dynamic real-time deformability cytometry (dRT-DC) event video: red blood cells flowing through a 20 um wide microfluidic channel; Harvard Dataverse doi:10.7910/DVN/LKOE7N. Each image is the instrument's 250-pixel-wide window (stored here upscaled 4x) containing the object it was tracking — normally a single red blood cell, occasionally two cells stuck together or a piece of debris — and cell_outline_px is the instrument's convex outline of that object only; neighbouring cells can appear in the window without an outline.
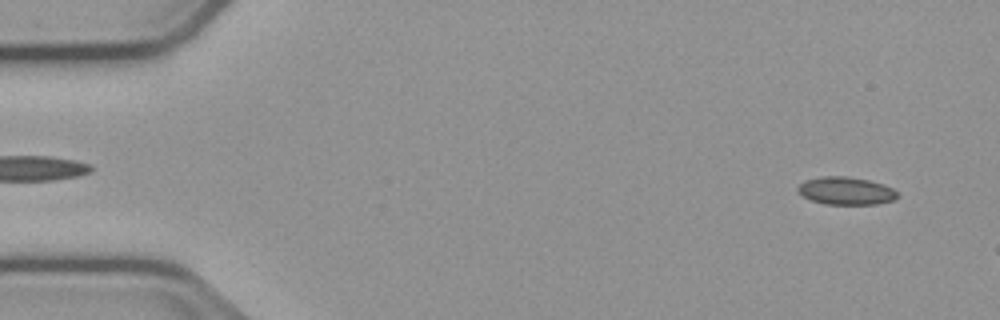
{"species": "common noctule bat (a hibernating species)", "species_latin": "Nyctalus noctula", "temperature_condition": "cold", "stored_images_in_passage": 50, "camera_frame_rate_fps": 3000, "um_per_image_px": 0.085, "animal": {"sex": "male", "body_mass_g": 23.1, "forearm_length_mm": 52.7}, "frame": {"image": 1, "passage_image": 3, "time_ms": 0.667, "image_size_px": [1000, 320], "cell_outline_px": [[900, 196], [896, 200], [876, 204], [824, 204], [812, 200], [804, 196], [796, 188], [804, 180], [820, 176], [844, 176], [868, 180], [892, 188]], "centroid_in_image_um": [71.91, 16.22], "position_along_channel_um": 13.1, "area_um2": 16.01}}
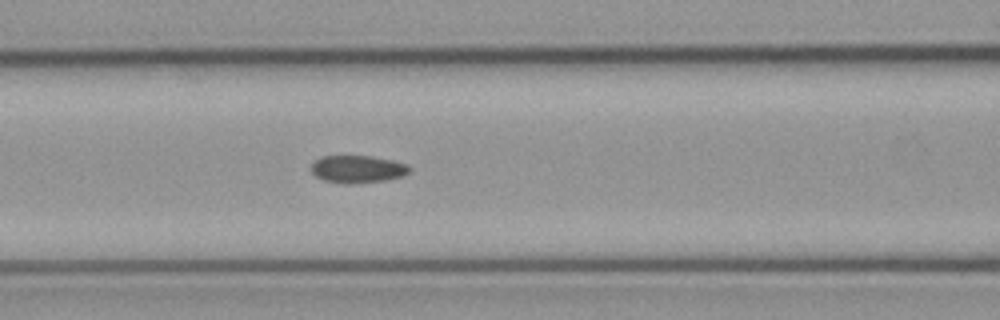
{"frame": {"image": 2, "passage_image": 22, "time_ms": 7.0, "image_size_px": [1000, 320], "cell_outline_px": [[408, 172], [400, 176], [384, 180], [348, 184], [344, 184], [324, 180], [316, 176], [312, 172], [312, 164], [320, 156], [372, 156], [392, 160], [404, 164], [408, 168]], "centroid_in_image_um": [30.33, 14.37], "position_along_channel_um": 136.3, "area_um2": 15.37}}
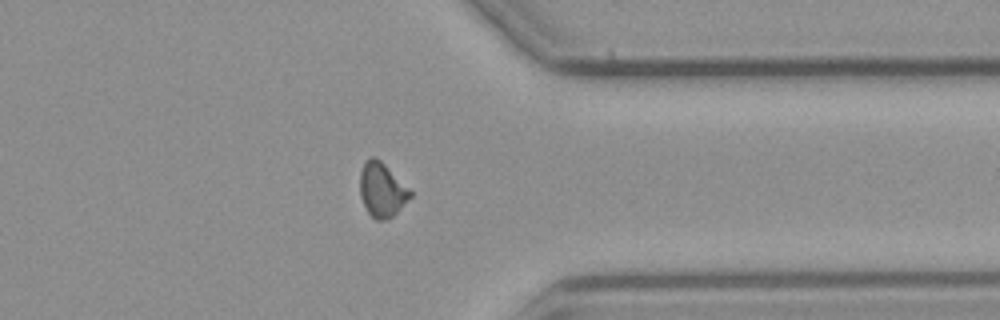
{"frame": {"image": 3, "passage_image": 42, "time_ms": 13.667, "image_size_px": [1000, 320], "cell_outline_px": [[412, 196], [392, 216], [384, 220], [376, 220], [368, 212], [360, 196], [360, 172], [364, 164], [372, 156], [376, 156], [412, 192]], "centroid_in_image_um": [32.45, 16.14], "position_along_channel_um": 379.0, "area_um2": 15.49}, "authors_computed_cell_mechanics": {"area_um2": 15.4904, "velocity_mm_per_s": 3.761, "shape_relaxation_time_tau1_ms": null, "shape_relaxation_time_tau2_ms": 2.8652, "deformation_change_tau1": null, "deformation_change_tau2": 0.0753}}